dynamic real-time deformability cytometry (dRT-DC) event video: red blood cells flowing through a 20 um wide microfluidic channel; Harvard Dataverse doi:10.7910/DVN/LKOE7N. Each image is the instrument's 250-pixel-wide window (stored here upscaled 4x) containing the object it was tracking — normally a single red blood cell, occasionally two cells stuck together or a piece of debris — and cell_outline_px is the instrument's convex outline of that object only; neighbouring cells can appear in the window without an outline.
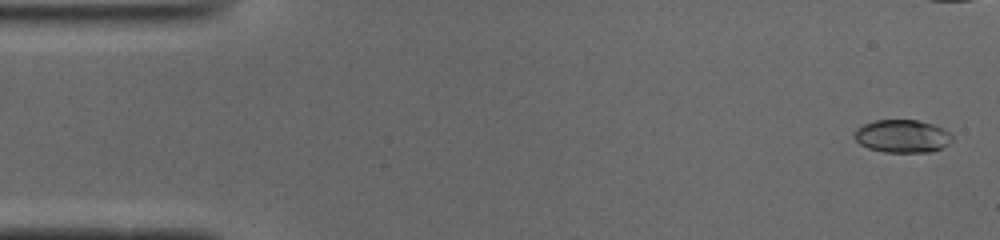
{"species": "common noctule bat (a hibernating species)", "species_latin": "Nyctalus noctula", "temperature_condition": "cold", "stored_images_in_passage": 41, "camera_frame_rate_fps": 3000, "um_per_image_px": 0.085, "animal": {"sex": "male", "body_mass_g": 19.0, "forearm_length_mm": 50.8}, "frame": {"image": 1, "passage_image": 2, "time_ms": 0.333, "image_size_px": [1000, 240], "cell_outline_px": [[952, 140], [948, 144], [940, 148], [928, 152], [884, 152], [868, 148], [860, 144], [852, 136], [856, 128], [864, 124], [876, 120], [916, 120], [932, 124], [944, 128], [952, 136]], "centroid_in_image_um": [76.66, 11.57], "position_along_channel_um": 8.3, "area_um2": 18.73}}
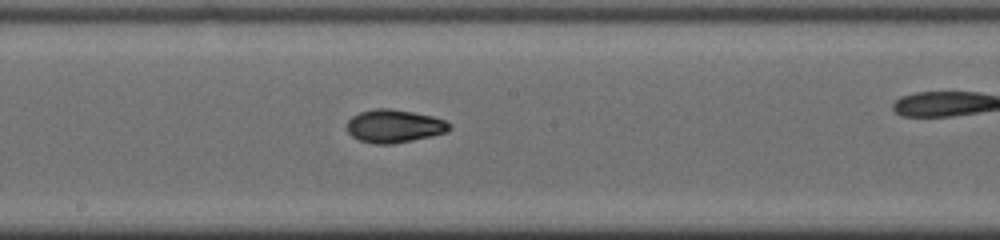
{"frame": {"image": 2, "passage_image": 27, "time_ms": 8.667, "image_size_px": [1000, 240], "cell_outline_px": [[452, 128], [448, 132], [432, 136], [392, 144], [376, 144], [360, 140], [352, 136], [348, 132], [348, 120], [352, 116], [360, 112], [376, 108], [392, 108], [432, 116], [444, 120], [452, 124]], "centroid_in_image_um": [33.54, 10.71], "position_along_channel_um": 214.7, "area_um2": 19.77}}
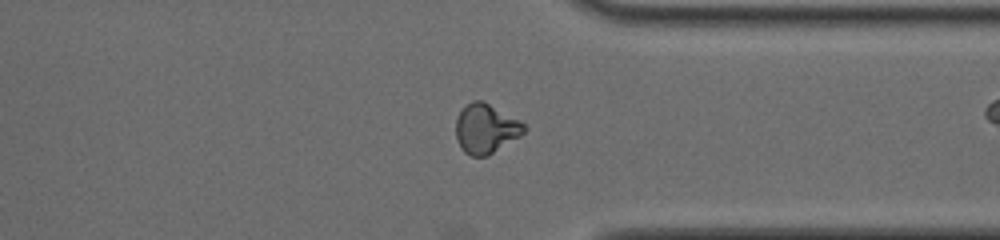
{"frame": {"image": 3, "passage_image": 39, "time_ms": 12.667, "image_size_px": [1000, 240], "cell_outline_px": [[524, 132], [520, 136], [488, 156], [472, 156], [464, 152], [456, 140], [456, 120], [460, 112], [472, 100], [484, 100], [520, 120], [524, 124]], "centroid_in_image_um": [41.29, 10.93], "position_along_channel_um": 370.1, "area_um2": 19.65}}